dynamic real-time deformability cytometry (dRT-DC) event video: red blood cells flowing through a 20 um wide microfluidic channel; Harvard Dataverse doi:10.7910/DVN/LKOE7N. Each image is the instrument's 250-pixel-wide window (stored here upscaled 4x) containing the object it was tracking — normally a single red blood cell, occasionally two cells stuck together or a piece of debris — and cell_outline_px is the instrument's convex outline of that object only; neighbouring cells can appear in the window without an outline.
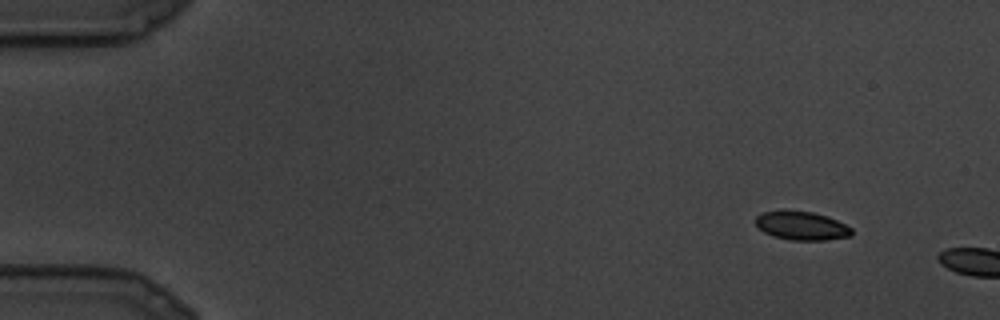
{"species": "common noctule bat (a hibernating species)", "species_latin": "Nyctalus noctula", "temperature_condition": "cold", "stored_images_in_passage": 3, "camera_frame_rate_fps": 3000, "um_per_image_px": 0.085, "animal": {"sex": "male", "body_mass_g": 19.5, "forearm_length_mm": 54.6}, "frame": {"image": 1, "passage_image": 1, "time_ms": 0.0, "image_size_px": [1000, 320], "cell_outline_px": [[852, 236], [824, 240], [788, 240], [772, 236], [764, 232], [756, 224], [756, 216], [764, 212], [784, 208], [812, 212], [828, 216], [852, 228]], "centroid_in_image_um": [68.11, 19.16], "position_along_channel_um": 16.9, "area_um2": 16.36}}